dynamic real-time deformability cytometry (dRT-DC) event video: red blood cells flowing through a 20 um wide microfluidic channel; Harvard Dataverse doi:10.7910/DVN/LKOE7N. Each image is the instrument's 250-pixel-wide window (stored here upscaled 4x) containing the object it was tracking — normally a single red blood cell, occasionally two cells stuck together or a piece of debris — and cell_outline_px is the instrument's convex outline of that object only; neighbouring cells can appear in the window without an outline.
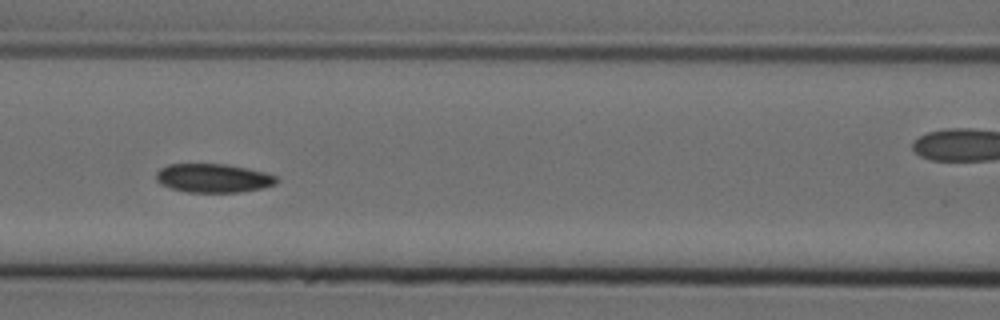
{"species": "Egyptian fruit bat (a non-hibernating species)", "species_latin": "Rousettus aegyptiacus", "temperature_condition": "cold", "stored_images_in_passage": 55, "camera_frame_rate_fps": 3000, "um_per_image_px": 0.085, "animal": {"sex": "female"}, "frame": {"image": 1, "passage_image": 24, "time_ms": 7.667, "image_size_px": [1000, 320], "cell_outline_px": [[280, 180], [276, 184], [260, 188], [240, 192], [188, 192], [172, 188], [160, 184], [156, 180], [156, 172], [160, 168], [168, 164], [224, 164], [248, 168], [264, 172], [276, 176]], "centroid_in_image_um": [18.12, 15.13], "position_along_channel_um": 148.5, "area_um2": 20.17}}